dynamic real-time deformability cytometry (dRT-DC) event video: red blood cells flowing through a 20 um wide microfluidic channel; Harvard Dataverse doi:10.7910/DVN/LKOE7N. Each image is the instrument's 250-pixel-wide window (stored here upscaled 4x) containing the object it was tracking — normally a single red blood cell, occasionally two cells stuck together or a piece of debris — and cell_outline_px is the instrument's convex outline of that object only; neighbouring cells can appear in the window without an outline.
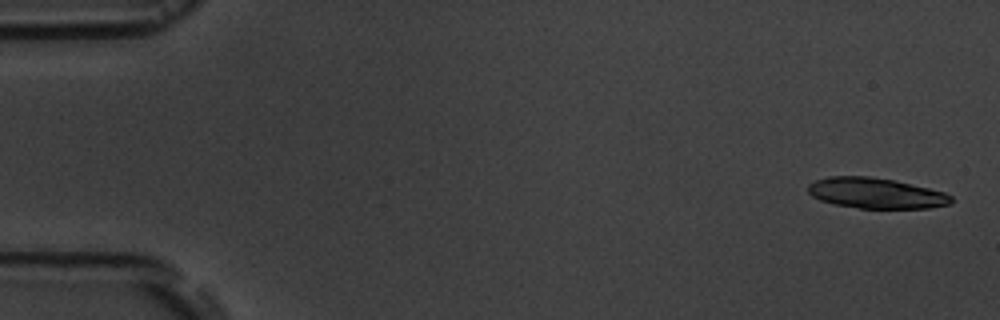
{"species": "common noctule bat (a hibernating species)", "species_latin": "Nyctalus noctula", "temperature_condition": "room temperature", "stored_images_in_passage": 5, "segment_of_instrument_passage": [1, 2], "camera_frame_rate_fps": 3000, "um_per_image_px": 0.085, "animal": {"sex": "male", "body_mass_g": 19.5, "forearm_length_mm": 54.6}, "frame": {"image": 1, "passage_image": 1, "time_ms": 0.0, "image_size_px": [1000, 320], "cell_outline_px": [[952, 204], [928, 208], [860, 208], [832, 204], [820, 200], [812, 196], [808, 192], [808, 184], [816, 180], [828, 176], [868, 176], [892, 180], [928, 188], [944, 192], [952, 196]], "centroid_in_image_um": [74.43, 16.42], "position_along_channel_um": 10.6, "area_um2": 25.43}}
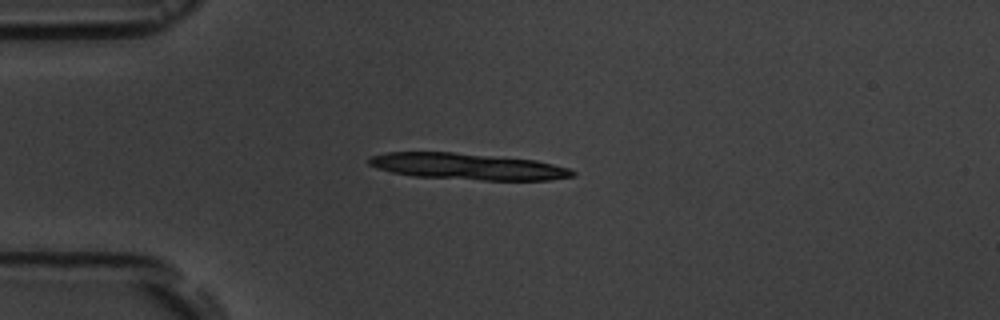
{"frame": {"image": 2, "passage_image": 4, "time_ms": 4.0, "image_size_px": [1000, 320], "cell_outline_px": [[576, 176], [548, 180], [484, 180], [416, 176], [392, 172], [376, 168], [368, 164], [368, 156], [388, 152], [452, 152], [536, 160], [572, 168], [576, 172]], "centroid_in_image_um": [39.78, 14.15], "position_along_channel_um": 45.2, "area_um2": 31.33}}